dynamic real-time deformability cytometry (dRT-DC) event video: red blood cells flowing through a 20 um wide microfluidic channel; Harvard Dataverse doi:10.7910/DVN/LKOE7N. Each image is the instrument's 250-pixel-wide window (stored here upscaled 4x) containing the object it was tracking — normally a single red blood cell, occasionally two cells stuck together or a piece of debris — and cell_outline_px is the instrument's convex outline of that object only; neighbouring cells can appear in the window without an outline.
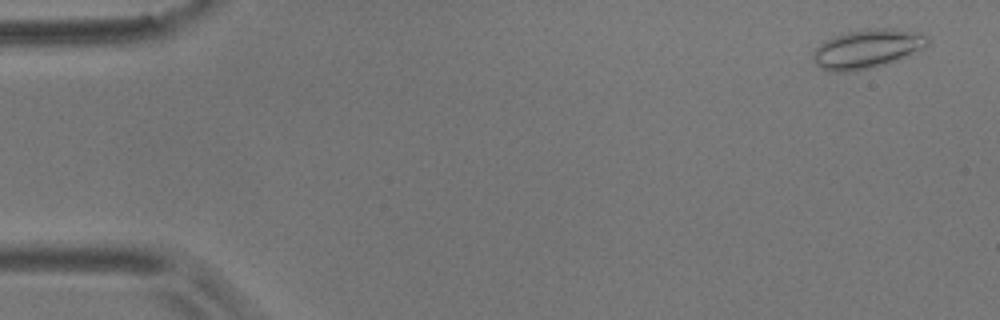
{"species": "common noctule bat (a hibernating species)", "species_latin": "Nyctalus noctula", "temperature_condition": "room temperature", "stored_images_in_passage": 57, "camera_frame_rate_fps": 3000, "um_per_image_px": 0.085, "animal": {"sex": "male", "body_mass_g": 17.9}, "frame": {"image": 1, "passage_image": 3, "time_ms": 0.667, "image_size_px": [1000, 320], "cell_outline_px": [[932, 40], [928, 44], [908, 56], [884, 64], [868, 68], [848, 72], [828, 72], [820, 68], [812, 60], [812, 52], [824, 40], [848, 32], [868, 28], [896, 28], [928, 36]], "centroid_in_image_um": [73.67, 4.15], "position_along_channel_um": 11.3, "area_um2": 26.01}}
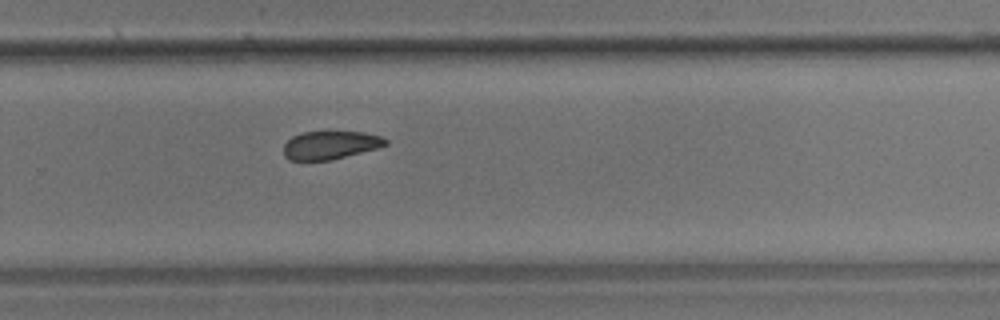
{"frame": {"image": 2, "passage_image": 38, "time_ms": 12.333, "image_size_px": [1000, 320], "cell_outline_px": [[388, 144], [380, 148], [332, 160], [288, 160], [284, 156], [284, 144], [292, 136], [300, 132], [364, 132], [380, 136], [388, 140]], "centroid_in_image_um": [28.09, 12.34], "position_along_channel_um": 301.7, "area_um2": 16.94}}
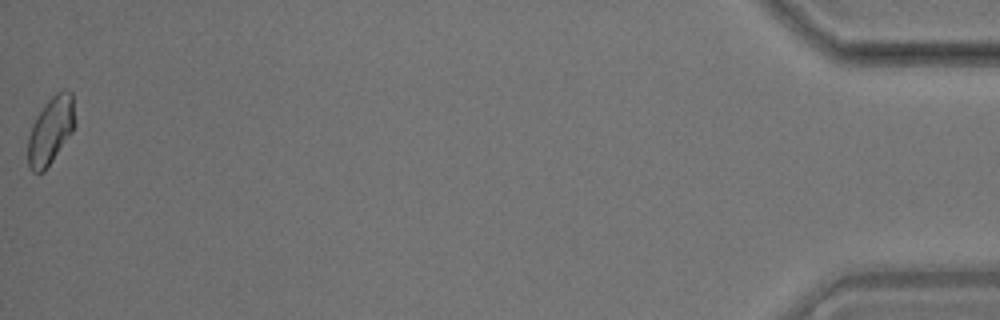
{"frame": {"image": 3, "passage_image": 57, "time_ms": 18.667, "image_size_px": [1000, 320], "cell_outline_px": [[76, 124], [72, 132], [44, 172], [32, 172], [28, 168], [28, 136], [32, 124], [36, 116], [44, 104], [56, 92], [64, 88], [72, 92], [76, 120]], "centroid_in_image_um": [4.32, 11.06], "position_along_channel_um": 430.9, "area_um2": 18.73}, "authors_computed_cell_mechanics": {"area_um2": 18.5538, "velocity_mm_per_s": 3.5411, "shape_relaxation_time_tau1_ms": null, "shape_relaxation_time_tau2_ms": 3.428, "deformation_change_tau1": null, "deformation_change_tau2": 0.0689}}